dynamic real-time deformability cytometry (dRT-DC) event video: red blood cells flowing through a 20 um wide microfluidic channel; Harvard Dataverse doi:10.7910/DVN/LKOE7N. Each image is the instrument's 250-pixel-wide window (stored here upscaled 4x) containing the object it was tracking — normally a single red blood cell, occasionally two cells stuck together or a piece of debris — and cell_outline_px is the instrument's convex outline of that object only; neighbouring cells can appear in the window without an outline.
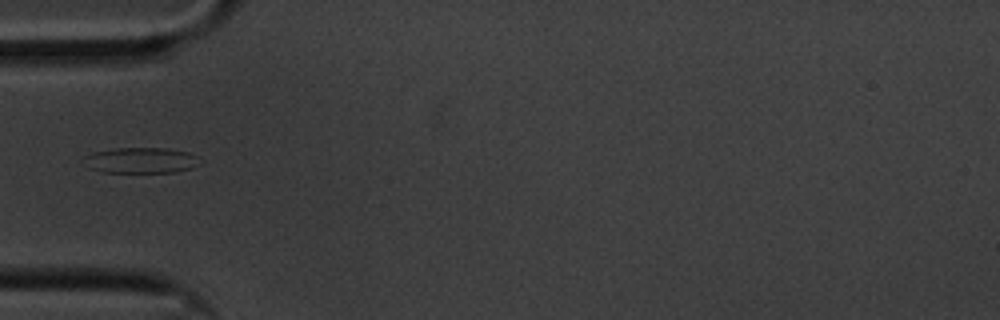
{"species": "common noctule bat (a hibernating species)", "species_latin": "Nyctalus noctula", "temperature_condition": "cold", "stored_images_in_passage": 35, "camera_frame_rate_fps": 3000, "um_per_image_px": 0.085, "animal": {"sex": "male", "body_mass_g": 20.1, "forearm_length_mm": 53.5}, "frame": {"image": 1, "passage_image": 1, "time_ms": 0.0, "image_size_px": [1000, 320], "cell_outline_px": [[204, 160], [200, 164], [192, 168], [176, 172], [100, 172], [88, 168], [84, 156], [92, 152], [116, 148], [168, 148], [188, 152]], "centroid_in_image_um": [12.03, 13.63], "position_along_channel_um": 73.0, "area_um2": 17.57}}
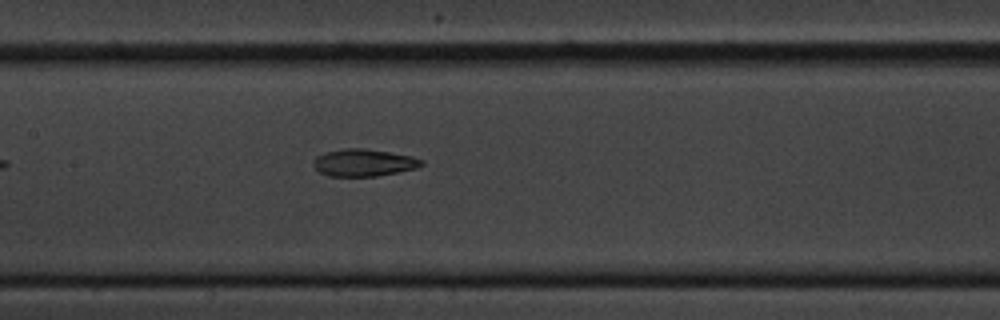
{"frame": {"image": 2, "passage_image": 10, "time_ms": 3.0, "image_size_px": [1000, 320], "cell_outline_px": [[424, 164], [416, 168], [376, 176], [328, 176], [320, 172], [312, 164], [316, 156], [324, 152], [344, 148], [364, 148], [412, 156], [424, 160]], "centroid_in_image_um": [30.9, 13.82], "position_along_channel_um": 176.5, "area_um2": 17.11}}
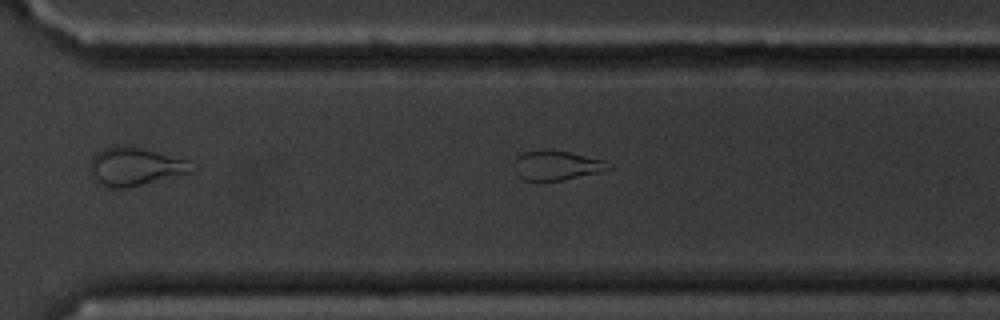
{"frame": {"image": 3, "passage_image": 23, "time_ms": 7.333, "image_size_px": [1000, 320], "cell_outline_px": [[612, 168], [600, 172], [564, 180], [520, 180], [512, 164], [516, 156], [520, 152], [568, 152], [604, 160]], "centroid_in_image_um": [47.27, 14.09], "position_along_channel_um": 323.3, "area_um2": 15.84}}